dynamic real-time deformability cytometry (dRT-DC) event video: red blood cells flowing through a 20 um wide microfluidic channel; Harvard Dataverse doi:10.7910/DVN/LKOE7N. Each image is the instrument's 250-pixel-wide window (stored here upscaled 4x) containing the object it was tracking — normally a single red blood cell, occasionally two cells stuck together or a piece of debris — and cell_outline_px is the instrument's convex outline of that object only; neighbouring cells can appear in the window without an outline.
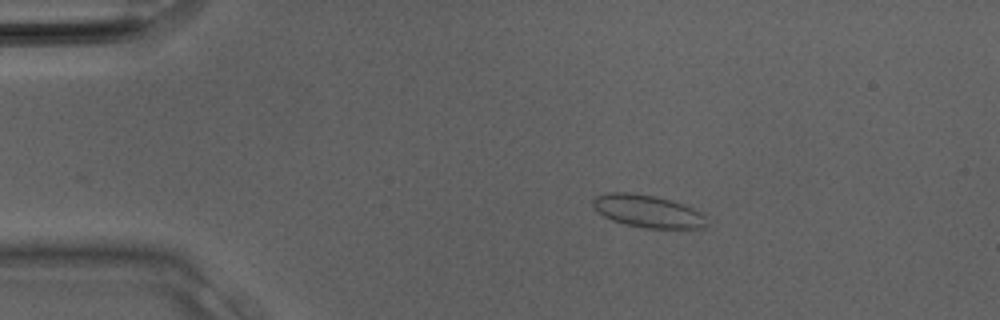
{"species": "Egyptian fruit bat (a non-hibernating species)", "species_latin": "Rousettus aegyptiacus", "temperature_condition": "room temperature", "stored_images_in_passage": 32, "camera_frame_rate_fps": 3000, "um_per_image_px": 0.085, "animal": {"sex": "male"}, "frame": {"image": 1, "passage_image": 6, "time_ms": 1.667, "image_size_px": [1000, 320], "cell_outline_px": [[704, 228], [648, 228], [628, 224], [612, 220], [604, 216], [592, 208], [592, 200], [596, 196], [612, 192], [628, 192], [656, 196], [672, 200], [684, 204], [700, 212], [704, 216]], "centroid_in_image_um": [55.01, 17.93], "position_along_channel_um": 30.0, "area_um2": 21.33}}
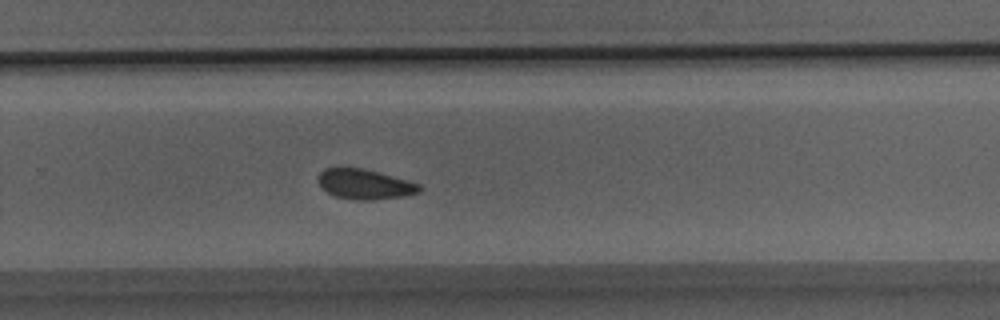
{"frame": {"image": 2, "passage_image": 21, "time_ms": 6.667, "image_size_px": [1000, 320], "cell_outline_px": [[424, 188], [420, 192], [404, 196], [376, 200], [352, 200], [336, 196], [320, 188], [316, 180], [320, 172], [324, 168], [340, 164], [364, 168], [408, 180], [420, 184]], "centroid_in_image_um": [30.95, 15.62], "position_along_channel_um": 298.9, "area_um2": 18.61}}
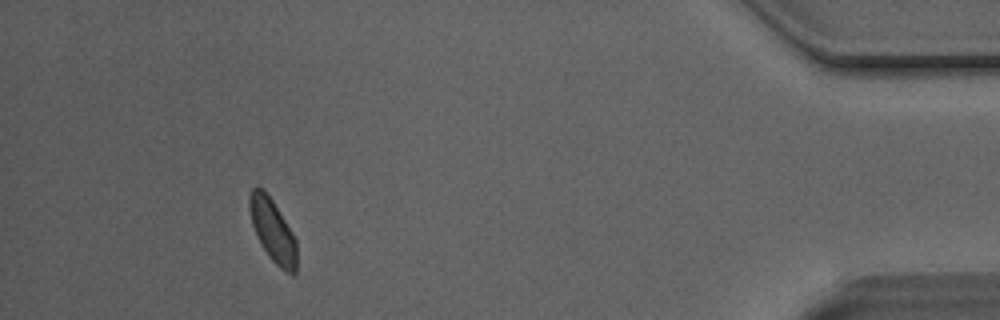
{"frame": {"image": 3, "passage_image": 29, "time_ms": 9.333, "image_size_px": [1000, 320], "cell_outline_px": [[296, 272], [292, 276], [280, 268], [272, 260], [260, 244], [256, 236], [252, 224], [248, 208], [248, 196], [252, 188], [260, 188], [272, 200], [292, 232], [296, 240]], "centroid_in_image_um": [23.16, 19.63], "position_along_channel_um": 412.0, "area_um2": 17.17}}